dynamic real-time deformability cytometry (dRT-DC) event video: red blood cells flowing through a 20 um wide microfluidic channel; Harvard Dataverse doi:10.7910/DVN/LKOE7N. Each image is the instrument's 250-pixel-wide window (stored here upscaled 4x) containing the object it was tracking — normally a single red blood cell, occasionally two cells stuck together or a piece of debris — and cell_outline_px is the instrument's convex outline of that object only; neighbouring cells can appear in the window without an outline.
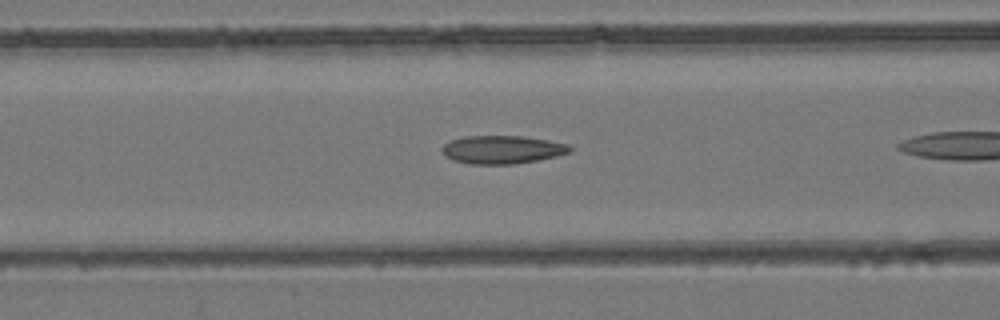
{"species": "common noctule bat (a hibernating species)", "species_latin": "Nyctalus noctula", "temperature_condition": "room temperature", "stored_images_in_passage": 21, "camera_frame_rate_fps": 3000, "um_per_image_px": 0.085, "animal": {"sex": "female", "body_mass_g": 24.6, "forearm_length_mm": 56.2}, "frame": {"image": 1, "passage_image": 7, "time_ms": 2.0, "image_size_px": [1000, 320], "cell_outline_px": [[572, 152], [556, 156], [516, 164], [472, 164], [452, 160], [444, 156], [440, 148], [448, 140], [464, 136], [520, 136], [548, 140], [568, 144], [572, 148]], "centroid_in_image_um": [42.65, 12.71], "position_along_channel_um": 124.0, "area_um2": 21.15}}
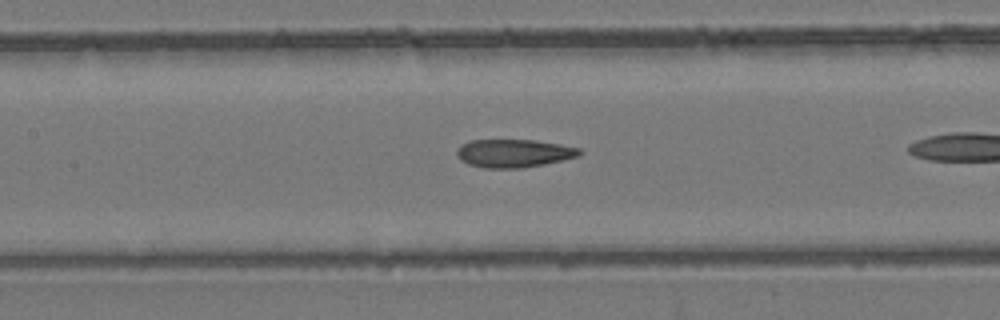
{"frame": {"image": 2, "passage_image": 10, "time_ms": 3.0, "image_size_px": [1000, 320], "cell_outline_px": [[580, 156], [544, 164], [520, 168], [484, 168], [468, 164], [460, 160], [456, 152], [468, 140], [536, 140], [560, 144], [580, 148]], "centroid_in_image_um": [43.68, 13.03], "position_along_channel_um": 163.7, "area_um2": 20.0}}